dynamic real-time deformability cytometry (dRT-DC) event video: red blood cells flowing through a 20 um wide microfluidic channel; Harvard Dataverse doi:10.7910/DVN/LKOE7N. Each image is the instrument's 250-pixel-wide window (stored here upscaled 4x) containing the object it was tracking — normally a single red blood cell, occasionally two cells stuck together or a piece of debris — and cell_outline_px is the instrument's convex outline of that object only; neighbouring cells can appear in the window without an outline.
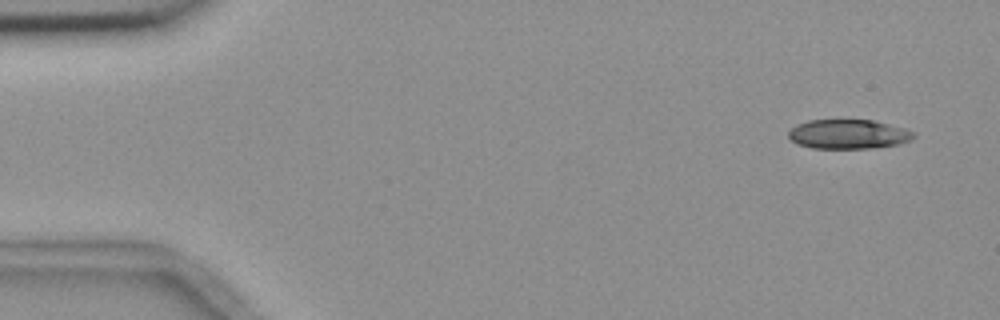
{"species": "common noctule bat (a hibernating species)", "species_latin": "Nyctalus noctula", "temperature_condition": "room temperature", "stored_images_in_passage": 7, "camera_frame_rate_fps": 3000, "um_per_image_px": 0.085, "animal": {"sex": "female", "body_mass_g": 18.4}, "frame": {"image": 1, "passage_image": 1, "time_ms": 0.0, "image_size_px": [1000, 320], "cell_outline_px": [[916, 136], [912, 140], [900, 144], [868, 148], [812, 148], [796, 144], [788, 140], [788, 132], [796, 124], [808, 120], [872, 120], [904, 128], [916, 132]], "centroid_in_image_um": [72.09, 11.41], "position_along_channel_um": 12.9, "area_um2": 21.62}}
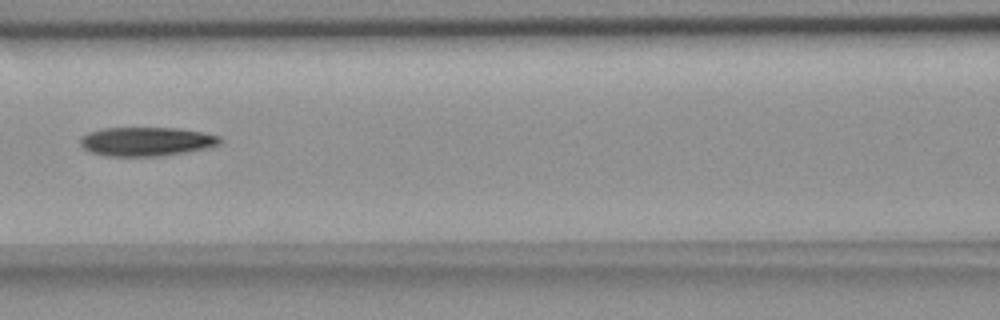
{"frame": {"image": 2, "passage_image": 7, "time_ms": 7.0, "image_size_px": [1000, 320], "cell_outline_px": [[220, 144], [204, 148], [184, 152], [160, 156], [104, 156], [92, 152], [84, 148], [80, 144], [80, 140], [88, 132], [104, 128], [176, 128], [200, 132], [220, 136]], "centroid_in_image_um": [12.41, 12.03], "position_along_channel_um": 154.2, "area_um2": 23.24}}